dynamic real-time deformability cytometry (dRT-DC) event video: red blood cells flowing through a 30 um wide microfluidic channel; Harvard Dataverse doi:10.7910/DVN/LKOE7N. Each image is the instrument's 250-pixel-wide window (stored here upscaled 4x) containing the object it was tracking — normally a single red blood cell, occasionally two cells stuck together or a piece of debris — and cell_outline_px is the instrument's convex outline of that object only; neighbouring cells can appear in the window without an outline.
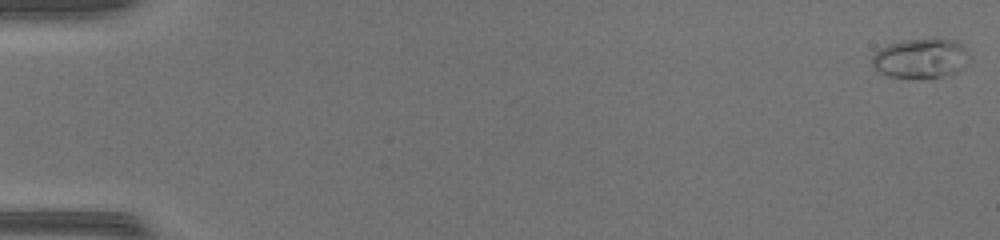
{"species": "common noctule bat (a hibernating species)", "species_latin": "Nyctalus noctula", "temperature_condition": "warm", "stored_images_in_passage": 50, "camera_frame_rate_fps": 3000, "um_per_image_px": 0.085, "animal": {"sex": "female", "body_mass_g": 17.0, "forearm_length_mm": 48.0}, "frame": {"image": 1, "passage_image": 1, "time_ms": 0.0, "image_size_px": [1000, 240], "cell_outline_px": [[968, 56], [960, 68], [956, 72], [940, 76], [888, 76], [880, 72], [872, 64], [872, 56], [880, 48], [888, 44], [904, 40], [936, 36], [956, 40], [968, 48]], "centroid_in_image_um": [78.27, 4.87], "position_along_channel_um": 6.7, "area_um2": 22.31}}
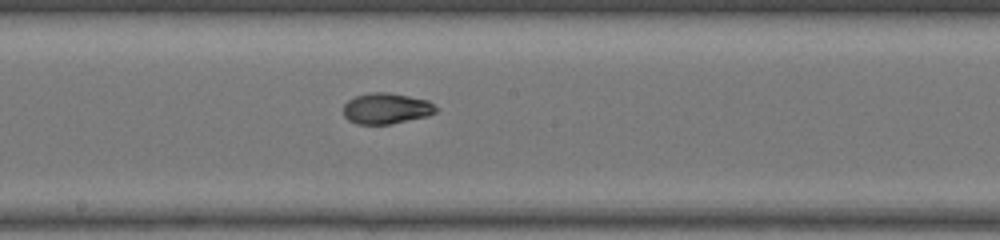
{"frame": {"image": 2, "passage_image": 28, "time_ms": 9.0, "image_size_px": [1000, 240], "cell_outline_px": [[440, 108], [436, 112], [428, 116], [392, 124], [356, 124], [348, 120], [344, 116], [344, 104], [348, 100], [356, 96], [368, 92], [388, 92], [428, 100]], "centroid_in_image_um": [32.86, 9.22], "position_along_channel_um": 215.3, "area_um2": 16.88}}
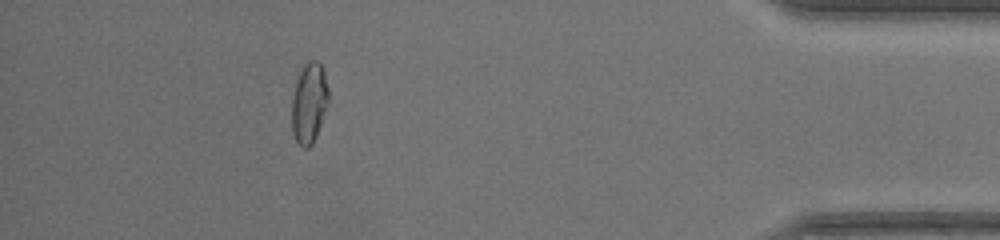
{"frame": {"image": 3, "passage_image": 45, "time_ms": 14.667, "image_size_px": [1000, 240], "cell_outline_px": [[328, 100], [316, 136], [312, 144], [308, 148], [304, 148], [296, 140], [292, 132], [292, 100], [296, 80], [304, 64], [308, 60], [316, 60], [320, 64], [324, 72], [328, 88]], "centroid_in_image_um": [26.26, 8.73], "position_along_channel_um": 408.9, "area_um2": 16.94}, "authors_computed_cell_mechanics": {"area_um2": 17.051, "velocity_mm_per_s": 4.2858, "shape_relaxation_time_tau1_ms": null, "shape_relaxation_time_tau2_ms": 1.1373, "deformation_change_tau1": null, "deformation_change_tau2": 0.0472}}